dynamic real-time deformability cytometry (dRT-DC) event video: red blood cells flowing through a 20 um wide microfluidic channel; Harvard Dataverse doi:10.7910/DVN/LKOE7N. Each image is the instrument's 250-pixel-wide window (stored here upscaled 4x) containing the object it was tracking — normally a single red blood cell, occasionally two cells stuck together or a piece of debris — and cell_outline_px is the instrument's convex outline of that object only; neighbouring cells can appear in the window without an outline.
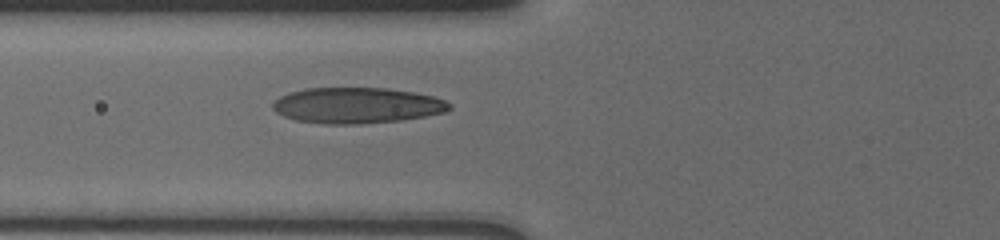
{"species": "human", "species_latin": "Homo sapiens", "temperature_condition": "cold", "stored_images_in_passage": 3, "camera_frame_rate_fps": 3000, "um_per_image_px": 0.085, "donor": {"sex": "male"}, "frame": {"image": 1, "passage_image": 3, "time_ms": 2.667, "image_size_px": [1000, 240], "cell_outline_px": [[452, 108], [444, 112], [424, 116], [400, 120], [360, 124], [324, 124], [296, 120], [284, 116], [276, 112], [272, 108], [272, 104], [280, 96], [288, 92], [308, 88], [388, 88], [412, 92], [432, 96], [444, 100], [452, 104]], "centroid_in_image_um": [30.32, 8.96], "position_along_channel_um": 95.5, "area_um2": 36.82}}